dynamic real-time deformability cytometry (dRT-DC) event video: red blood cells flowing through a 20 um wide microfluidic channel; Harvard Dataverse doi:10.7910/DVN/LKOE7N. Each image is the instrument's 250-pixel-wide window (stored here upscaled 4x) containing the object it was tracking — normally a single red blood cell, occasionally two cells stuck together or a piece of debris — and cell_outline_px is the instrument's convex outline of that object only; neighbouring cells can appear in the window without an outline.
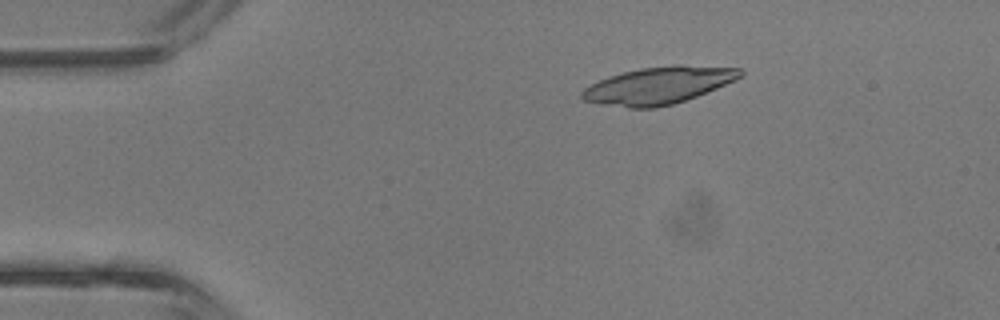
{"species": "common noctule bat (a hibernating species)", "species_latin": "Nyctalus noctula", "temperature_condition": "room temperature", "stored_images_in_passage": 43, "camera_frame_rate_fps": 3000, "um_per_image_px": 0.085, "animal": {"sex": "male", "body_mass_g": 13.3}, "frame": {"image": 1, "passage_image": 8, "time_ms": 2.333, "image_size_px": [1000, 320], "cell_outline_px": [[744, 72], [736, 80], [696, 96], [672, 104], [656, 108], [628, 108], [600, 104], [584, 100], [580, 96], [580, 92], [584, 88], [608, 76], [640, 68], [676, 64], [680, 64], [740, 68]], "centroid_in_image_um": [55.96, 7.26], "position_along_channel_um": 29.0, "area_um2": 34.22}}
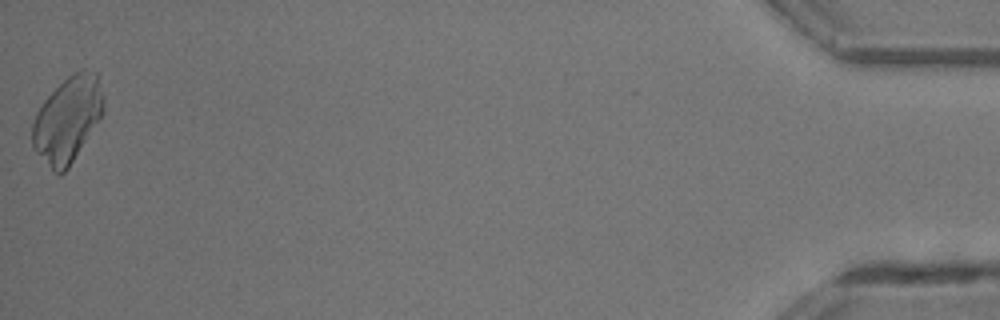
{"frame": {"image": 2, "passage_image": 43, "time_ms": 14.0, "image_size_px": [1000, 320], "cell_outline_px": [[104, 112], [68, 168], [60, 176], [52, 172], [32, 148], [32, 124], [36, 112], [44, 100], [68, 76], [80, 68], [84, 68], [96, 72], [104, 96]], "centroid_in_image_um": [5.73, 10.16], "position_along_channel_um": 429.5, "area_um2": 35.6}}